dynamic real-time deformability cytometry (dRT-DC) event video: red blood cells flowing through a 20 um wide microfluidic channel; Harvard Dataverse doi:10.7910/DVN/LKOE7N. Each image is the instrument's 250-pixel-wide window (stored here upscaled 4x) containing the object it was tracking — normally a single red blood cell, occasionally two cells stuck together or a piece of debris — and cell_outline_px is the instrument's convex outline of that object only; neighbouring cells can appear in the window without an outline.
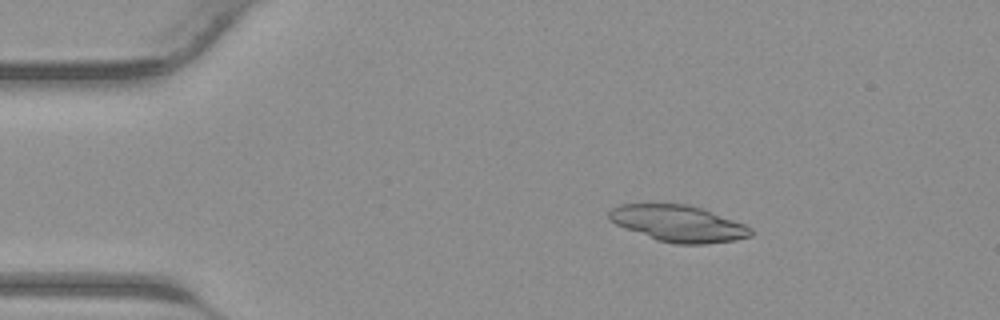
{"species": "common noctule bat (a hibernating species)", "species_latin": "Nyctalus noctula", "temperature_condition": "warm", "stored_images_in_passage": 41, "camera_frame_rate_fps": 3000, "um_per_image_px": 0.085, "animal": {"sex": "male", "body_mass_g": 23.1, "forearm_length_mm": 52.7}, "frame": {"image": 1, "passage_image": 7, "time_ms": 2.0, "image_size_px": [1000, 320], "cell_outline_px": [[752, 236], [736, 240], [704, 244], [676, 244], [656, 240], [616, 224], [608, 220], [608, 212], [612, 208], [620, 204], [688, 204], [704, 208], [744, 224], [752, 228]], "centroid_in_image_um": [57.67, 18.99], "position_along_channel_um": 27.3, "area_um2": 30.17}}